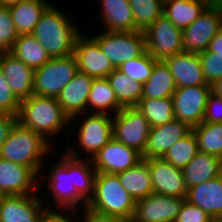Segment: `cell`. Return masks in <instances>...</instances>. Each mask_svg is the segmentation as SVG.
I'll return each instance as SVG.
<instances>
[{"label": "cell", "mask_w": 222, "mask_h": 222, "mask_svg": "<svg viewBox=\"0 0 222 222\" xmlns=\"http://www.w3.org/2000/svg\"><path fill=\"white\" fill-rule=\"evenodd\" d=\"M16 122V115L0 114V150Z\"/></svg>", "instance_id": "cell-46"}, {"label": "cell", "mask_w": 222, "mask_h": 222, "mask_svg": "<svg viewBox=\"0 0 222 222\" xmlns=\"http://www.w3.org/2000/svg\"><path fill=\"white\" fill-rule=\"evenodd\" d=\"M207 50L215 53V56H222V29L209 43Z\"/></svg>", "instance_id": "cell-47"}, {"label": "cell", "mask_w": 222, "mask_h": 222, "mask_svg": "<svg viewBox=\"0 0 222 222\" xmlns=\"http://www.w3.org/2000/svg\"><path fill=\"white\" fill-rule=\"evenodd\" d=\"M73 55L76 58L78 71L86 73L94 79L107 78L115 69L104 55L98 42L83 32L75 40Z\"/></svg>", "instance_id": "cell-13"}, {"label": "cell", "mask_w": 222, "mask_h": 222, "mask_svg": "<svg viewBox=\"0 0 222 222\" xmlns=\"http://www.w3.org/2000/svg\"><path fill=\"white\" fill-rule=\"evenodd\" d=\"M77 71V62L73 54L51 58L42 67L34 70L33 94L57 98Z\"/></svg>", "instance_id": "cell-7"}, {"label": "cell", "mask_w": 222, "mask_h": 222, "mask_svg": "<svg viewBox=\"0 0 222 222\" xmlns=\"http://www.w3.org/2000/svg\"><path fill=\"white\" fill-rule=\"evenodd\" d=\"M52 162L54 164H52ZM52 162H49L51 165V167L49 166V170L46 168L48 174H43L46 175L43 176L45 179L43 178L42 180V178H39V189L44 187L42 185L44 182L54 202H51V205H48V201L47 204L44 203L47 209L66 210L68 212V210H78L85 207L87 201L77 192L75 186L71 183V175H69V156L64 152L57 162Z\"/></svg>", "instance_id": "cell-6"}, {"label": "cell", "mask_w": 222, "mask_h": 222, "mask_svg": "<svg viewBox=\"0 0 222 222\" xmlns=\"http://www.w3.org/2000/svg\"><path fill=\"white\" fill-rule=\"evenodd\" d=\"M135 107L148 120L150 127L165 125L175 118L172 97L141 98Z\"/></svg>", "instance_id": "cell-33"}, {"label": "cell", "mask_w": 222, "mask_h": 222, "mask_svg": "<svg viewBox=\"0 0 222 222\" xmlns=\"http://www.w3.org/2000/svg\"><path fill=\"white\" fill-rule=\"evenodd\" d=\"M117 175L124 189L135 201L143 199L153 193L151 173L144 159L136 166Z\"/></svg>", "instance_id": "cell-28"}, {"label": "cell", "mask_w": 222, "mask_h": 222, "mask_svg": "<svg viewBox=\"0 0 222 222\" xmlns=\"http://www.w3.org/2000/svg\"><path fill=\"white\" fill-rule=\"evenodd\" d=\"M203 76L208 85H212L219 78H222V56H215V53L205 50L199 54Z\"/></svg>", "instance_id": "cell-40"}, {"label": "cell", "mask_w": 222, "mask_h": 222, "mask_svg": "<svg viewBox=\"0 0 222 222\" xmlns=\"http://www.w3.org/2000/svg\"><path fill=\"white\" fill-rule=\"evenodd\" d=\"M210 8L221 9L222 8V0H211Z\"/></svg>", "instance_id": "cell-50"}, {"label": "cell", "mask_w": 222, "mask_h": 222, "mask_svg": "<svg viewBox=\"0 0 222 222\" xmlns=\"http://www.w3.org/2000/svg\"><path fill=\"white\" fill-rule=\"evenodd\" d=\"M134 19L135 31L145 32L163 14L161 0H129Z\"/></svg>", "instance_id": "cell-37"}, {"label": "cell", "mask_w": 222, "mask_h": 222, "mask_svg": "<svg viewBox=\"0 0 222 222\" xmlns=\"http://www.w3.org/2000/svg\"><path fill=\"white\" fill-rule=\"evenodd\" d=\"M114 68L140 57L146 51L144 32H107L91 35Z\"/></svg>", "instance_id": "cell-8"}, {"label": "cell", "mask_w": 222, "mask_h": 222, "mask_svg": "<svg viewBox=\"0 0 222 222\" xmlns=\"http://www.w3.org/2000/svg\"><path fill=\"white\" fill-rule=\"evenodd\" d=\"M191 132L190 126L175 118L165 125L151 127L142 158H161L171 146Z\"/></svg>", "instance_id": "cell-20"}, {"label": "cell", "mask_w": 222, "mask_h": 222, "mask_svg": "<svg viewBox=\"0 0 222 222\" xmlns=\"http://www.w3.org/2000/svg\"><path fill=\"white\" fill-rule=\"evenodd\" d=\"M39 191L36 194L2 196L0 222H41L48 209Z\"/></svg>", "instance_id": "cell-15"}, {"label": "cell", "mask_w": 222, "mask_h": 222, "mask_svg": "<svg viewBox=\"0 0 222 222\" xmlns=\"http://www.w3.org/2000/svg\"><path fill=\"white\" fill-rule=\"evenodd\" d=\"M69 11L52 3L42 13L32 35L45 48L51 58L73 54L75 40L81 33Z\"/></svg>", "instance_id": "cell-1"}, {"label": "cell", "mask_w": 222, "mask_h": 222, "mask_svg": "<svg viewBox=\"0 0 222 222\" xmlns=\"http://www.w3.org/2000/svg\"><path fill=\"white\" fill-rule=\"evenodd\" d=\"M94 78L77 71L73 79L63 88L57 97L63 112L72 117L87 112L88 95Z\"/></svg>", "instance_id": "cell-21"}, {"label": "cell", "mask_w": 222, "mask_h": 222, "mask_svg": "<svg viewBox=\"0 0 222 222\" xmlns=\"http://www.w3.org/2000/svg\"><path fill=\"white\" fill-rule=\"evenodd\" d=\"M69 175L77 192L88 202L93 195L96 175L92 161L69 157Z\"/></svg>", "instance_id": "cell-34"}, {"label": "cell", "mask_w": 222, "mask_h": 222, "mask_svg": "<svg viewBox=\"0 0 222 222\" xmlns=\"http://www.w3.org/2000/svg\"><path fill=\"white\" fill-rule=\"evenodd\" d=\"M220 30L219 9L207 7L191 25L182 30L184 52L200 54L207 50L209 43Z\"/></svg>", "instance_id": "cell-12"}, {"label": "cell", "mask_w": 222, "mask_h": 222, "mask_svg": "<svg viewBox=\"0 0 222 222\" xmlns=\"http://www.w3.org/2000/svg\"><path fill=\"white\" fill-rule=\"evenodd\" d=\"M211 92L222 98V78L211 85Z\"/></svg>", "instance_id": "cell-48"}, {"label": "cell", "mask_w": 222, "mask_h": 222, "mask_svg": "<svg viewBox=\"0 0 222 222\" xmlns=\"http://www.w3.org/2000/svg\"><path fill=\"white\" fill-rule=\"evenodd\" d=\"M64 212L66 210H47L41 222H77L76 210H71L67 214Z\"/></svg>", "instance_id": "cell-45"}, {"label": "cell", "mask_w": 222, "mask_h": 222, "mask_svg": "<svg viewBox=\"0 0 222 222\" xmlns=\"http://www.w3.org/2000/svg\"><path fill=\"white\" fill-rule=\"evenodd\" d=\"M212 220L201 208L184 200L175 222H212Z\"/></svg>", "instance_id": "cell-42"}, {"label": "cell", "mask_w": 222, "mask_h": 222, "mask_svg": "<svg viewBox=\"0 0 222 222\" xmlns=\"http://www.w3.org/2000/svg\"><path fill=\"white\" fill-rule=\"evenodd\" d=\"M136 201L124 189L117 174L96 173L93 195L86 206L100 213L131 222Z\"/></svg>", "instance_id": "cell-4"}, {"label": "cell", "mask_w": 222, "mask_h": 222, "mask_svg": "<svg viewBox=\"0 0 222 222\" xmlns=\"http://www.w3.org/2000/svg\"><path fill=\"white\" fill-rule=\"evenodd\" d=\"M122 108L109 80L107 78L94 79L88 95L87 112L113 116Z\"/></svg>", "instance_id": "cell-27"}, {"label": "cell", "mask_w": 222, "mask_h": 222, "mask_svg": "<svg viewBox=\"0 0 222 222\" xmlns=\"http://www.w3.org/2000/svg\"><path fill=\"white\" fill-rule=\"evenodd\" d=\"M177 86L174 76L164 61H157L151 76L143 84L142 98H167L172 97Z\"/></svg>", "instance_id": "cell-30"}, {"label": "cell", "mask_w": 222, "mask_h": 222, "mask_svg": "<svg viewBox=\"0 0 222 222\" xmlns=\"http://www.w3.org/2000/svg\"><path fill=\"white\" fill-rule=\"evenodd\" d=\"M156 62L157 60L145 51L140 57L124 62L117 69L132 80L144 84L151 76Z\"/></svg>", "instance_id": "cell-38"}, {"label": "cell", "mask_w": 222, "mask_h": 222, "mask_svg": "<svg viewBox=\"0 0 222 222\" xmlns=\"http://www.w3.org/2000/svg\"><path fill=\"white\" fill-rule=\"evenodd\" d=\"M187 189L212 180L222 174V159L209 153L198 152L182 169Z\"/></svg>", "instance_id": "cell-25"}, {"label": "cell", "mask_w": 222, "mask_h": 222, "mask_svg": "<svg viewBox=\"0 0 222 222\" xmlns=\"http://www.w3.org/2000/svg\"><path fill=\"white\" fill-rule=\"evenodd\" d=\"M212 222H222V218L213 219Z\"/></svg>", "instance_id": "cell-52"}, {"label": "cell", "mask_w": 222, "mask_h": 222, "mask_svg": "<svg viewBox=\"0 0 222 222\" xmlns=\"http://www.w3.org/2000/svg\"><path fill=\"white\" fill-rule=\"evenodd\" d=\"M220 15H221V29H222V8L219 9Z\"/></svg>", "instance_id": "cell-53"}, {"label": "cell", "mask_w": 222, "mask_h": 222, "mask_svg": "<svg viewBox=\"0 0 222 222\" xmlns=\"http://www.w3.org/2000/svg\"><path fill=\"white\" fill-rule=\"evenodd\" d=\"M78 117L79 120L82 117V121L81 123L78 121L79 126L76 127L78 133L75 132L74 135L77 136L76 145H79V152L75 150L77 146L72 145L71 140L65 146L66 150L64 152L75 159L91 160L113 138V116L86 112L72 117L70 123H72V120H77ZM84 151L86 155L84 157L80 156V152L83 155Z\"/></svg>", "instance_id": "cell-5"}, {"label": "cell", "mask_w": 222, "mask_h": 222, "mask_svg": "<svg viewBox=\"0 0 222 222\" xmlns=\"http://www.w3.org/2000/svg\"><path fill=\"white\" fill-rule=\"evenodd\" d=\"M100 1V23L107 32H133L135 19L129 0ZM102 11V12H101ZM104 25V26H103Z\"/></svg>", "instance_id": "cell-24"}, {"label": "cell", "mask_w": 222, "mask_h": 222, "mask_svg": "<svg viewBox=\"0 0 222 222\" xmlns=\"http://www.w3.org/2000/svg\"><path fill=\"white\" fill-rule=\"evenodd\" d=\"M50 5L47 0H22L9 6L18 35L32 34L42 13Z\"/></svg>", "instance_id": "cell-26"}, {"label": "cell", "mask_w": 222, "mask_h": 222, "mask_svg": "<svg viewBox=\"0 0 222 222\" xmlns=\"http://www.w3.org/2000/svg\"><path fill=\"white\" fill-rule=\"evenodd\" d=\"M17 122L40 133L55 148L52 142L61 131L70 126V118L63 112L57 98L32 95L20 101ZM69 123V124H68Z\"/></svg>", "instance_id": "cell-3"}, {"label": "cell", "mask_w": 222, "mask_h": 222, "mask_svg": "<svg viewBox=\"0 0 222 222\" xmlns=\"http://www.w3.org/2000/svg\"><path fill=\"white\" fill-rule=\"evenodd\" d=\"M22 0H0V6H6L9 7L13 4H16Z\"/></svg>", "instance_id": "cell-49"}, {"label": "cell", "mask_w": 222, "mask_h": 222, "mask_svg": "<svg viewBox=\"0 0 222 222\" xmlns=\"http://www.w3.org/2000/svg\"><path fill=\"white\" fill-rule=\"evenodd\" d=\"M202 123H222V98L211 92Z\"/></svg>", "instance_id": "cell-43"}, {"label": "cell", "mask_w": 222, "mask_h": 222, "mask_svg": "<svg viewBox=\"0 0 222 222\" xmlns=\"http://www.w3.org/2000/svg\"><path fill=\"white\" fill-rule=\"evenodd\" d=\"M208 6L196 0H169L163 5V14L179 29L191 25Z\"/></svg>", "instance_id": "cell-29"}, {"label": "cell", "mask_w": 222, "mask_h": 222, "mask_svg": "<svg viewBox=\"0 0 222 222\" xmlns=\"http://www.w3.org/2000/svg\"><path fill=\"white\" fill-rule=\"evenodd\" d=\"M9 52L34 70L51 59L45 48L32 34L19 35Z\"/></svg>", "instance_id": "cell-31"}, {"label": "cell", "mask_w": 222, "mask_h": 222, "mask_svg": "<svg viewBox=\"0 0 222 222\" xmlns=\"http://www.w3.org/2000/svg\"><path fill=\"white\" fill-rule=\"evenodd\" d=\"M107 79L118 102L123 107H133L139 103L143 94V84L141 82L132 80L117 68L107 76Z\"/></svg>", "instance_id": "cell-32"}, {"label": "cell", "mask_w": 222, "mask_h": 222, "mask_svg": "<svg viewBox=\"0 0 222 222\" xmlns=\"http://www.w3.org/2000/svg\"><path fill=\"white\" fill-rule=\"evenodd\" d=\"M55 147L40 133L16 122L9 136L1 147L0 158L29 167L41 178L45 167V157ZM42 173V174H41Z\"/></svg>", "instance_id": "cell-2"}, {"label": "cell", "mask_w": 222, "mask_h": 222, "mask_svg": "<svg viewBox=\"0 0 222 222\" xmlns=\"http://www.w3.org/2000/svg\"><path fill=\"white\" fill-rule=\"evenodd\" d=\"M20 109V101L14 95L0 67V114L16 115Z\"/></svg>", "instance_id": "cell-41"}, {"label": "cell", "mask_w": 222, "mask_h": 222, "mask_svg": "<svg viewBox=\"0 0 222 222\" xmlns=\"http://www.w3.org/2000/svg\"><path fill=\"white\" fill-rule=\"evenodd\" d=\"M144 115L135 107H123L113 115V137L126 146L144 153L150 132Z\"/></svg>", "instance_id": "cell-10"}, {"label": "cell", "mask_w": 222, "mask_h": 222, "mask_svg": "<svg viewBox=\"0 0 222 222\" xmlns=\"http://www.w3.org/2000/svg\"><path fill=\"white\" fill-rule=\"evenodd\" d=\"M210 85L184 86L176 89L172 96L175 119L192 129L202 123Z\"/></svg>", "instance_id": "cell-11"}, {"label": "cell", "mask_w": 222, "mask_h": 222, "mask_svg": "<svg viewBox=\"0 0 222 222\" xmlns=\"http://www.w3.org/2000/svg\"><path fill=\"white\" fill-rule=\"evenodd\" d=\"M200 152L222 159V123H201L192 129Z\"/></svg>", "instance_id": "cell-35"}, {"label": "cell", "mask_w": 222, "mask_h": 222, "mask_svg": "<svg viewBox=\"0 0 222 222\" xmlns=\"http://www.w3.org/2000/svg\"><path fill=\"white\" fill-rule=\"evenodd\" d=\"M0 67L8 85L19 101L33 95L34 69L9 51H0Z\"/></svg>", "instance_id": "cell-19"}, {"label": "cell", "mask_w": 222, "mask_h": 222, "mask_svg": "<svg viewBox=\"0 0 222 222\" xmlns=\"http://www.w3.org/2000/svg\"><path fill=\"white\" fill-rule=\"evenodd\" d=\"M39 191V177L29 168L0 158V195H27Z\"/></svg>", "instance_id": "cell-17"}, {"label": "cell", "mask_w": 222, "mask_h": 222, "mask_svg": "<svg viewBox=\"0 0 222 222\" xmlns=\"http://www.w3.org/2000/svg\"><path fill=\"white\" fill-rule=\"evenodd\" d=\"M146 51L157 61L184 52L182 30L164 14L159 16L144 32Z\"/></svg>", "instance_id": "cell-9"}, {"label": "cell", "mask_w": 222, "mask_h": 222, "mask_svg": "<svg viewBox=\"0 0 222 222\" xmlns=\"http://www.w3.org/2000/svg\"><path fill=\"white\" fill-rule=\"evenodd\" d=\"M184 200L153 192L136 201L131 222H175Z\"/></svg>", "instance_id": "cell-16"}, {"label": "cell", "mask_w": 222, "mask_h": 222, "mask_svg": "<svg viewBox=\"0 0 222 222\" xmlns=\"http://www.w3.org/2000/svg\"><path fill=\"white\" fill-rule=\"evenodd\" d=\"M196 1H201V2L205 3L207 6H209L211 3V0H196Z\"/></svg>", "instance_id": "cell-51"}, {"label": "cell", "mask_w": 222, "mask_h": 222, "mask_svg": "<svg viewBox=\"0 0 222 222\" xmlns=\"http://www.w3.org/2000/svg\"><path fill=\"white\" fill-rule=\"evenodd\" d=\"M199 152L198 141L193 131L180 139L161 157L174 167L183 169Z\"/></svg>", "instance_id": "cell-36"}, {"label": "cell", "mask_w": 222, "mask_h": 222, "mask_svg": "<svg viewBox=\"0 0 222 222\" xmlns=\"http://www.w3.org/2000/svg\"><path fill=\"white\" fill-rule=\"evenodd\" d=\"M174 76L177 88L208 85L203 76L199 54L182 52L164 60Z\"/></svg>", "instance_id": "cell-22"}, {"label": "cell", "mask_w": 222, "mask_h": 222, "mask_svg": "<svg viewBox=\"0 0 222 222\" xmlns=\"http://www.w3.org/2000/svg\"><path fill=\"white\" fill-rule=\"evenodd\" d=\"M185 200L201 208L212 219L222 218V174L188 188Z\"/></svg>", "instance_id": "cell-23"}, {"label": "cell", "mask_w": 222, "mask_h": 222, "mask_svg": "<svg viewBox=\"0 0 222 222\" xmlns=\"http://www.w3.org/2000/svg\"><path fill=\"white\" fill-rule=\"evenodd\" d=\"M76 213L79 214V215L77 214V222H125L121 218L97 212L95 210L88 208L87 206L76 210Z\"/></svg>", "instance_id": "cell-44"}, {"label": "cell", "mask_w": 222, "mask_h": 222, "mask_svg": "<svg viewBox=\"0 0 222 222\" xmlns=\"http://www.w3.org/2000/svg\"><path fill=\"white\" fill-rule=\"evenodd\" d=\"M151 173L153 192L169 197L186 198L187 187L182 169L162 158L144 159Z\"/></svg>", "instance_id": "cell-18"}, {"label": "cell", "mask_w": 222, "mask_h": 222, "mask_svg": "<svg viewBox=\"0 0 222 222\" xmlns=\"http://www.w3.org/2000/svg\"><path fill=\"white\" fill-rule=\"evenodd\" d=\"M142 160L140 152L114 137L91 159L96 173L112 174L124 172Z\"/></svg>", "instance_id": "cell-14"}, {"label": "cell", "mask_w": 222, "mask_h": 222, "mask_svg": "<svg viewBox=\"0 0 222 222\" xmlns=\"http://www.w3.org/2000/svg\"><path fill=\"white\" fill-rule=\"evenodd\" d=\"M18 36L9 8L0 6V51H9Z\"/></svg>", "instance_id": "cell-39"}]
</instances>
